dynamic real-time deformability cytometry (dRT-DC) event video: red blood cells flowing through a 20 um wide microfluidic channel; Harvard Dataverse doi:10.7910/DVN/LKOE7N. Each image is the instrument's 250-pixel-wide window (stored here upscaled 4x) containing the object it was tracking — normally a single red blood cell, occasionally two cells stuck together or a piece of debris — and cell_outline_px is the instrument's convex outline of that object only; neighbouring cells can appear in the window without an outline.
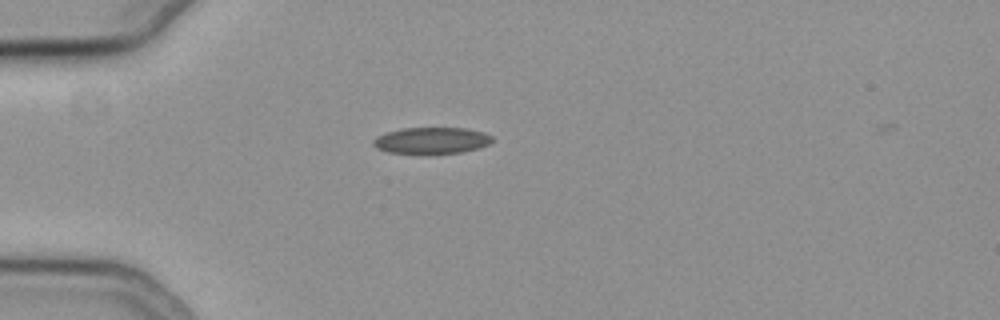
{"species": "common noctule bat (a hibernating species)", "species_latin": "Nyctalus noctula", "temperature_condition": "cold", "stored_images_in_passage": 41, "camera_frame_rate_fps": 3000, "um_per_image_px": 0.085, "animal": {"sex": "female", "body_mass_g": 19.3, "forearm_length_mm": 54.1}, "frame": {"image": 1, "passage_image": 1, "time_ms": 0.0, "image_size_px": [1000, 320], "cell_outline_px": [[492, 140], [488, 144], [476, 148], [460, 152], [428, 156], [424, 156], [388, 152], [376, 148], [372, 144], [372, 140], [376, 136], [384, 132], [400, 128], [468, 128], [484, 132], [492, 136]], "centroid_in_image_um": [36.6, 11.97], "position_along_channel_um": 48.4, "area_um2": 19.07}}
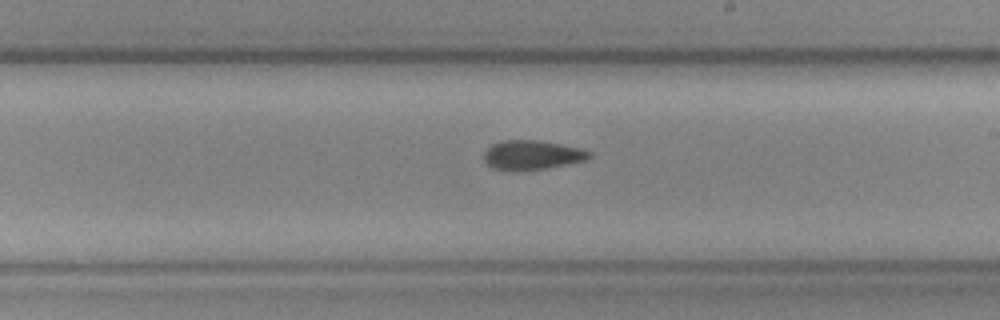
{"frame": {"image": 2, "passage_image": 18, "time_ms": 5.667, "image_size_px": [1000, 320], "cell_outline_px": [[592, 156], [588, 160], [568, 164], [520, 172], [512, 172], [492, 168], [484, 160], [484, 152], [492, 144], [500, 140], [536, 140], [584, 148], [592, 152]], "centroid_in_image_um": [45.24, 13.19], "position_along_channel_um": 243.8, "area_um2": 18.44}}
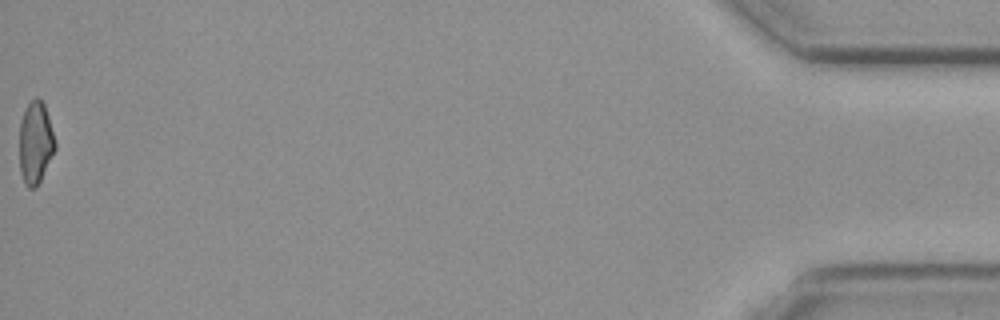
{"frame": {"image": 3, "passage_image": 41, "time_ms": 13.333, "image_size_px": [1000, 320], "cell_outline_px": [[56, 148], [36, 188], [28, 188], [24, 184], [20, 172], [20, 120], [28, 104], [36, 96], [44, 104], [48, 116], [56, 144]], "centroid_in_image_um": [3.01, 12.15], "position_along_channel_um": 432.2, "area_um2": 16.94}, "authors_computed_cell_mechanics": {"area_um2": 18.207, "velocity_mm_per_s": 3.7827, "shape_relaxation_time_tau1_ms": null, "shape_relaxation_time_tau2_ms": 7.4489, "deformation_change_tau1": null, "deformation_change_tau2": 0.1407}}